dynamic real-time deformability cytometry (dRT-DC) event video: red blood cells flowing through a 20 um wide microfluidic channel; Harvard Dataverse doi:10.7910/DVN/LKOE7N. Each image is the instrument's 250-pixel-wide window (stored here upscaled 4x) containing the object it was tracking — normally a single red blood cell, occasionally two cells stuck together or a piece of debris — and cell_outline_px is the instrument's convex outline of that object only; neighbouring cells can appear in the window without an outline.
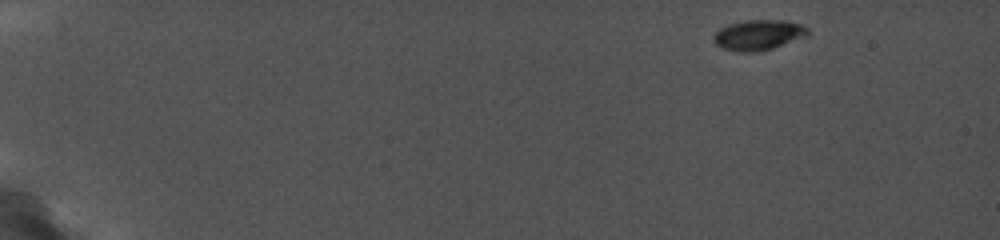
{"species": "common noctule bat (a hibernating species)", "species_latin": "Nyctalus noctula", "temperature_condition": "cold", "stored_images_in_passage": 56, "camera_frame_rate_fps": 5000, "um_per_image_px": 0.085, "animal": {"sex": "female", "body_mass_g": 19.0, "forearm_length_mm": 56.7}, "frame": {"image": 1, "passage_image": 1, "time_ms": 0.0, "image_size_px": [1000, 240], "cell_outline_px": [[808, 36], [772, 48], [756, 52], [740, 52], [720, 48], [716, 44], [712, 36], [720, 28], [728, 24], [744, 20], [784, 20], [800, 24], [808, 28]], "centroid_in_image_um": [64.45, 2.97], "position_along_channel_um": 20.6, "area_um2": 16.7}}
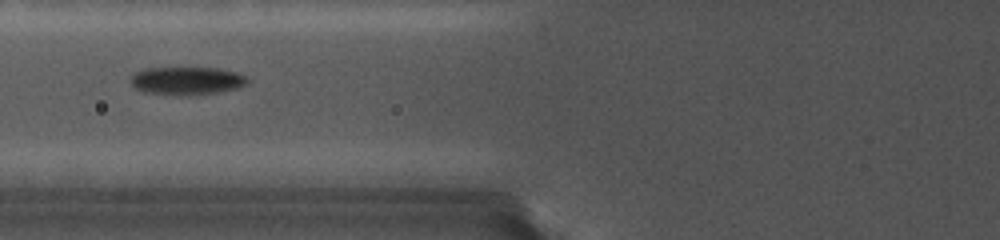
{"frame": {"image": 2, "passage_image": 19, "time_ms": 6.2, "image_size_px": [1000, 240], "cell_outline_px": [[248, 80], [244, 84], [232, 88], [212, 92], [152, 92], [136, 88], [132, 84], [132, 76], [136, 72], [144, 68], [216, 68], [236, 72], [244, 76]], "centroid_in_image_um": [15.86, 6.79], "position_along_channel_um": 109.9, "area_um2": 17.4}}
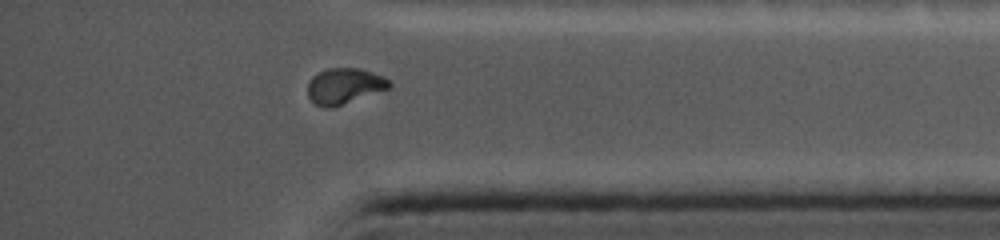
{"frame": {"image": 3, "passage_image": 50, "time_ms": 14.0, "image_size_px": [1000, 240], "cell_outline_px": [[392, 84], [388, 88], [332, 108], [324, 108], [316, 104], [308, 96], [308, 80], [312, 76], [328, 68], [360, 68], [380, 76], [388, 80]], "centroid_in_image_um": [29.22, 7.31], "position_along_channel_um": 406.0, "area_um2": 16.7}}